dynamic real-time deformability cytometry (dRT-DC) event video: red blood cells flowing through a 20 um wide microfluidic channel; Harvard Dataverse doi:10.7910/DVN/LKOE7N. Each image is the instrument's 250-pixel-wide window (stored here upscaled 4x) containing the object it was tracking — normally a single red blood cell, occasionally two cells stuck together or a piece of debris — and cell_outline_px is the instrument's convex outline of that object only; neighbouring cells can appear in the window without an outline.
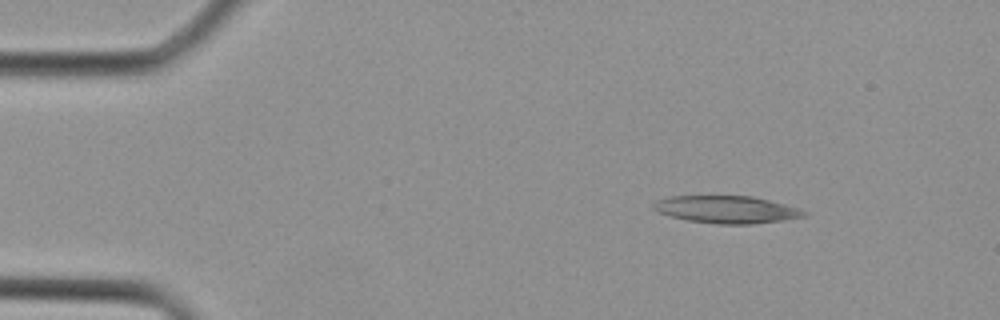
{"species": "Egyptian fruit bat (a non-hibernating species)", "species_latin": "Rousettus aegyptiacus", "temperature_condition": "cold", "stored_images_in_passage": 5, "camera_frame_rate_fps": 3000, "um_per_image_px": 0.085, "animal": {"sex": "female"}, "frame": {"image": 1, "passage_image": 5, "time_ms": 5.667, "image_size_px": [1000, 320], "cell_outline_px": [[808, 216], [784, 220], [752, 224], [716, 224], [688, 220], [668, 216], [652, 208], [652, 204], [656, 200], [668, 196], [752, 196], [800, 208], [808, 212]], "centroid_in_image_um": [61.77, 17.81], "position_along_channel_um": 23.2, "area_um2": 24.16}}